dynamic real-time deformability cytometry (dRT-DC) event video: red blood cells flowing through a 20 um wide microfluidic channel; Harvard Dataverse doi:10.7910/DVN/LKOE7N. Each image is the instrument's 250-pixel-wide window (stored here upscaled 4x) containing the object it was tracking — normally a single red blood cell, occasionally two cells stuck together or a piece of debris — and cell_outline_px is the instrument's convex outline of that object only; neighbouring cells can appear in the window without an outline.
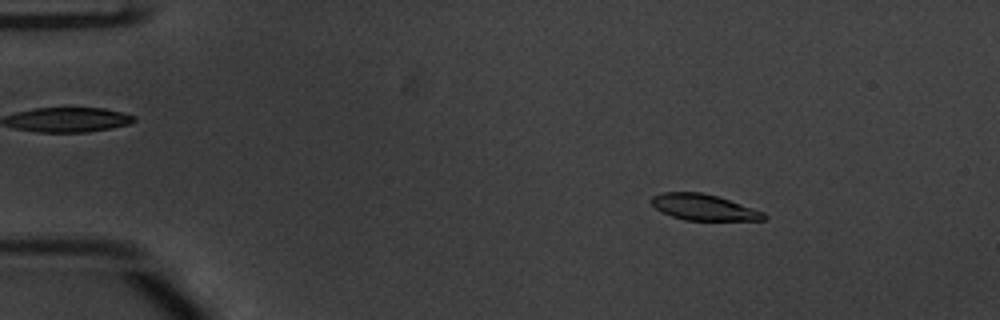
{"species": "common noctule bat (a hibernating species)", "species_latin": "Nyctalus noctula", "temperature_condition": "warm", "stored_images_in_passage": 53, "camera_frame_rate_fps": 3000, "um_per_image_px": 0.085, "animal": {"sex": "male", "body_mass_g": 20.1, "forearm_length_mm": 53.5}, "frame": {"image": 1, "passage_image": 8, "time_ms": 2.333, "image_size_px": [1000, 320], "cell_outline_px": [[768, 216], [764, 220], [684, 220], [672, 216], [656, 208], [652, 204], [652, 196], [660, 192], [700, 192], [716, 196], [764, 212]], "centroid_in_image_um": [59.81, 17.62], "position_along_channel_um": 25.2, "area_um2": 16.76}}
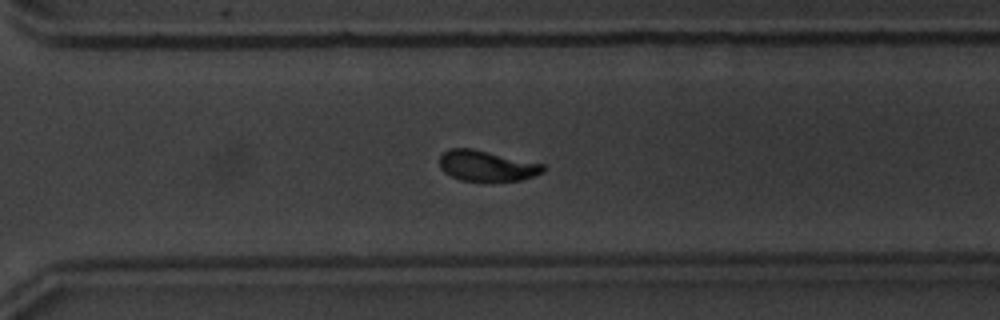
{"frame": {"image": 2, "passage_image": 38, "time_ms": 12.333, "image_size_px": [1000, 320], "cell_outline_px": [[544, 172], [520, 180], [460, 180], [444, 172], [440, 168], [440, 156], [448, 148], [472, 148], [544, 164]], "centroid_in_image_um": [41.35, 14.07], "position_along_channel_um": 329.3, "area_um2": 18.21}}
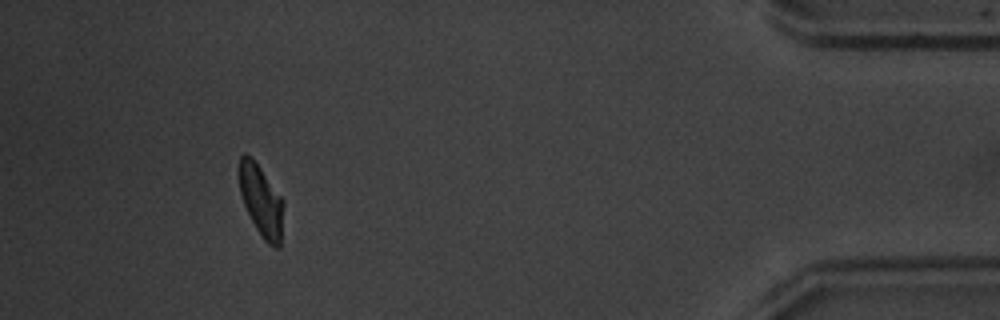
{"frame": {"image": 3, "passage_image": 49, "time_ms": 16.0, "image_size_px": [1000, 320], "cell_outline_px": [[284, 204], [280, 248], [276, 248], [268, 244], [264, 240], [256, 228], [244, 204], [240, 192], [236, 168], [240, 156], [244, 152], [252, 156], [284, 200]], "centroid_in_image_um": [22.18, 16.99], "position_along_channel_um": 413.0, "area_um2": 18.9}, "authors_computed_cell_mechanics": {"area_um2": 18.5538, "velocity_mm_per_s": 3.8294, "shape_relaxation_time_tau1_ms": 2.6909, "shape_relaxation_time_tau2_ms": 1.6221, "deformation_change_tau1": 0.1478, "deformation_change_tau2": 0.0752}}